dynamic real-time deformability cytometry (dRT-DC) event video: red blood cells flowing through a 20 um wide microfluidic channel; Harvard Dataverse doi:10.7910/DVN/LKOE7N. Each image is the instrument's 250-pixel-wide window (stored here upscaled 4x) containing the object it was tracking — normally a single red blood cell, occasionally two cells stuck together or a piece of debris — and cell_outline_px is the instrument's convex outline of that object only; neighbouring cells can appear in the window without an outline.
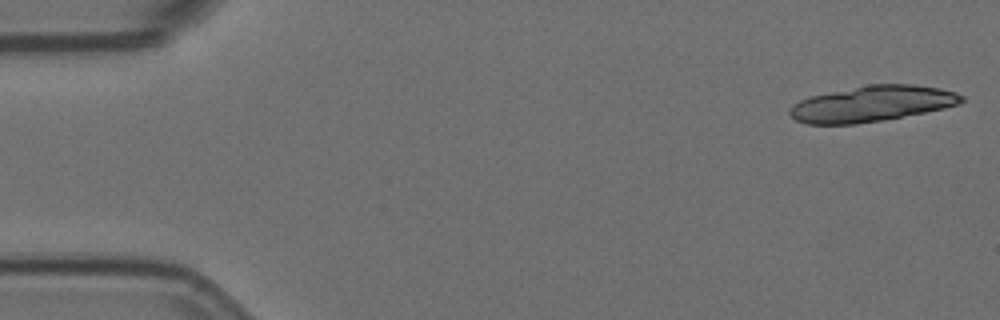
{"species": "Egyptian fruit bat (a non-hibernating species)", "species_latin": "Rousettus aegyptiacus", "temperature_condition": "room temperature", "stored_images_in_passage": 6, "camera_frame_rate_fps": 3000, "um_per_image_px": 0.085, "animal": {"sex": "female"}, "frame": {"image": 1, "passage_image": 1, "time_ms": 0.0, "image_size_px": [1000, 320], "cell_outline_px": [[964, 100], [960, 104], [944, 108], [884, 120], [856, 124], [808, 124], [796, 120], [788, 112], [792, 104], [800, 100], [812, 96], [868, 84], [912, 84], [940, 88], [956, 92], [964, 96]], "centroid_in_image_um": [74.14, 8.82], "position_along_channel_um": 10.9, "area_um2": 35.72}}
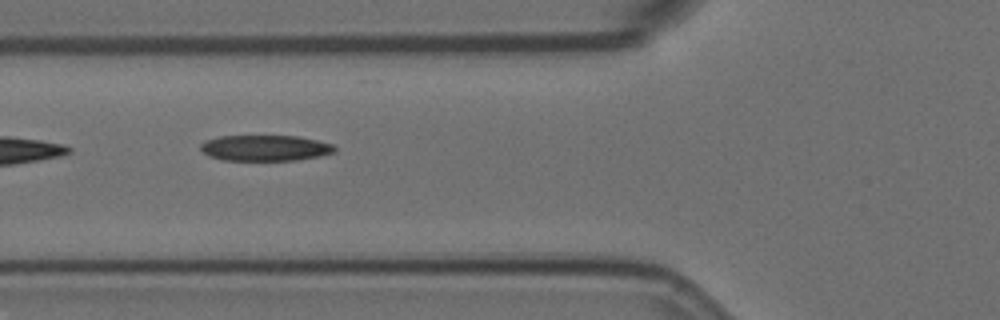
{"frame": {"image": 2, "passage_image": 6, "time_ms": 1.667, "image_size_px": [1000, 320], "cell_outline_px": [[336, 152], [320, 156], [296, 160], [224, 160], [208, 156], [200, 148], [200, 144], [204, 140], [220, 136], [300, 136], [332, 144], [336, 148]], "centroid_in_image_um": [22.53, 12.57], "position_along_channel_um": 103.3, "area_um2": 20.23}}